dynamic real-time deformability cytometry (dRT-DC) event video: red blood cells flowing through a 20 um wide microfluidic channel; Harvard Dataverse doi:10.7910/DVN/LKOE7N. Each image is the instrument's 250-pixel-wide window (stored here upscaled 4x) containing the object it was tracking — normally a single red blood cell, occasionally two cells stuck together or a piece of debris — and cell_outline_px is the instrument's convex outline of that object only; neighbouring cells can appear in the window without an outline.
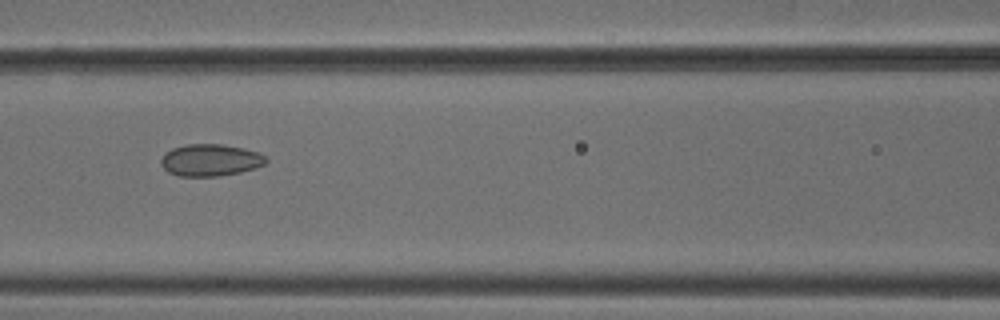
{"species": "common noctule bat (a hibernating species)", "species_latin": "Nyctalus noctula", "temperature_condition": "cold", "stored_images_in_passage": 7, "camera_frame_rate_fps": 3000, "um_per_image_px": 0.085, "animal": {"sex": "male", "body_mass_g": 18.8}, "frame": {"image": 1, "passage_image": 5, "time_ms": 1.333, "image_size_px": [1000, 320], "cell_outline_px": [[268, 160], [264, 164], [256, 168], [240, 172], [220, 176], [176, 176], [168, 172], [160, 164], [160, 160], [172, 148], [184, 144], [220, 144], [244, 148], [260, 152]], "centroid_in_image_um": [17.89, 13.61], "position_along_channel_um": 148.7, "area_um2": 19.65}}
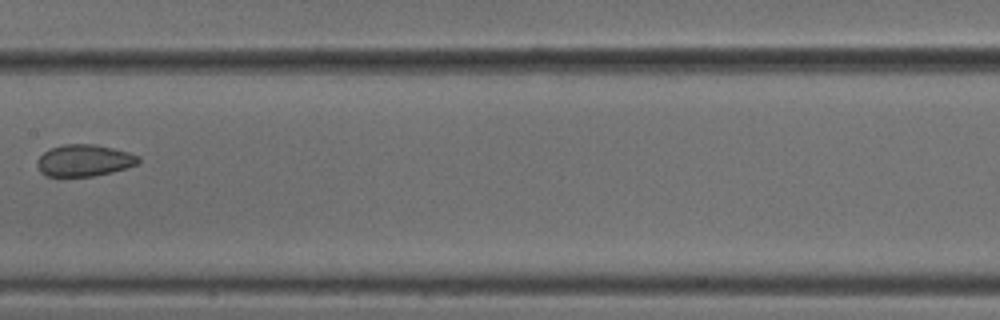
{"frame": {"image": 2, "passage_image": 6, "time_ms": 1.667, "image_size_px": [1000, 320], "cell_outline_px": [[140, 160], [136, 164], [112, 172], [92, 176], [44, 176], [40, 172], [36, 164], [36, 160], [44, 152], [52, 148], [64, 144], [96, 144], [128, 152], [140, 156]], "centroid_in_image_um": [7.13, 13.64], "position_along_channel_um": 200.3, "area_um2": 18.67}}
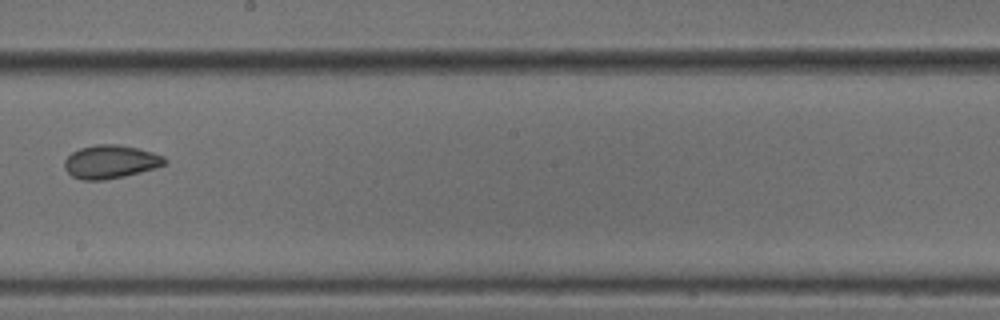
{"frame": {"image": 3, "passage_image": 7, "time_ms": 2.0, "image_size_px": [1000, 320], "cell_outline_px": [[168, 160], [164, 164], [140, 172], [124, 176], [104, 180], [80, 180], [72, 176], [64, 168], [64, 160], [72, 152], [80, 148], [96, 144], [116, 144], [136, 148], [152, 152], [164, 156]], "centroid_in_image_um": [9.36, 13.75], "position_along_channel_um": 238.8, "area_um2": 19.36}}